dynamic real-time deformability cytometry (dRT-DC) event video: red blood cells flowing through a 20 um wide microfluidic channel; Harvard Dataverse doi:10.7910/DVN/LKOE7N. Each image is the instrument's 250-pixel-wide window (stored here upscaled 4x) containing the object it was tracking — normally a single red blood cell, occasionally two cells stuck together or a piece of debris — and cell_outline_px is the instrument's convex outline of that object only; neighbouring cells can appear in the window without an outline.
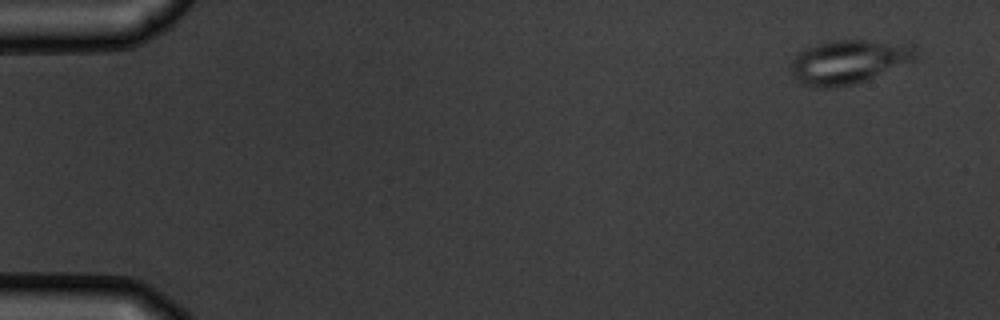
{"species": "common noctule bat (a hibernating species)", "species_latin": "Nyctalus noctula", "temperature_condition": "warm", "stored_images_in_passage": 5, "camera_frame_rate_fps": 3000, "um_per_image_px": 0.085, "animal": {"sex": "male", "body_mass_g": 19.5, "forearm_length_mm": 54.6}, "frame": {"image": 1, "passage_image": 1, "time_ms": 0.0, "image_size_px": [1000, 320], "cell_outline_px": [[916, 56], [912, 60], [864, 80], [852, 84], [828, 88], [816, 88], [800, 84], [792, 72], [792, 60], [804, 48], [816, 44], [832, 40], [864, 40], [912, 44], [916, 48]], "centroid_in_image_um": [72.09, 5.24], "position_along_channel_um": 12.9, "area_um2": 31.39}}